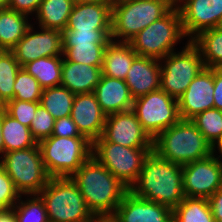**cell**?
<instances>
[{"instance_id":"d4e9b609","label":"cell","mask_w":222,"mask_h":222,"mask_svg":"<svg viewBox=\"0 0 222 222\" xmlns=\"http://www.w3.org/2000/svg\"><path fill=\"white\" fill-rule=\"evenodd\" d=\"M73 6V0H42L35 16L39 27L64 31Z\"/></svg>"},{"instance_id":"bcb514c9","label":"cell","mask_w":222,"mask_h":222,"mask_svg":"<svg viewBox=\"0 0 222 222\" xmlns=\"http://www.w3.org/2000/svg\"><path fill=\"white\" fill-rule=\"evenodd\" d=\"M5 153L4 149V142H3V137H2V110L0 111V154Z\"/></svg>"},{"instance_id":"ee69618b","label":"cell","mask_w":222,"mask_h":222,"mask_svg":"<svg viewBox=\"0 0 222 222\" xmlns=\"http://www.w3.org/2000/svg\"><path fill=\"white\" fill-rule=\"evenodd\" d=\"M0 222H17L14 209L0 208Z\"/></svg>"},{"instance_id":"f546056e","label":"cell","mask_w":222,"mask_h":222,"mask_svg":"<svg viewBox=\"0 0 222 222\" xmlns=\"http://www.w3.org/2000/svg\"><path fill=\"white\" fill-rule=\"evenodd\" d=\"M172 222H216L208 199L184 197L173 209Z\"/></svg>"},{"instance_id":"cb8c5ba5","label":"cell","mask_w":222,"mask_h":222,"mask_svg":"<svg viewBox=\"0 0 222 222\" xmlns=\"http://www.w3.org/2000/svg\"><path fill=\"white\" fill-rule=\"evenodd\" d=\"M27 18L9 8L0 10V48L10 51L18 43L31 26Z\"/></svg>"},{"instance_id":"f1b7e54d","label":"cell","mask_w":222,"mask_h":222,"mask_svg":"<svg viewBox=\"0 0 222 222\" xmlns=\"http://www.w3.org/2000/svg\"><path fill=\"white\" fill-rule=\"evenodd\" d=\"M75 94L62 85L45 88L40 104L54 117L59 119L71 116Z\"/></svg>"},{"instance_id":"f6af8a7d","label":"cell","mask_w":222,"mask_h":222,"mask_svg":"<svg viewBox=\"0 0 222 222\" xmlns=\"http://www.w3.org/2000/svg\"><path fill=\"white\" fill-rule=\"evenodd\" d=\"M74 4L111 3L110 0H73Z\"/></svg>"},{"instance_id":"60d3db41","label":"cell","mask_w":222,"mask_h":222,"mask_svg":"<svg viewBox=\"0 0 222 222\" xmlns=\"http://www.w3.org/2000/svg\"><path fill=\"white\" fill-rule=\"evenodd\" d=\"M42 0H8V8L22 13L24 15H30L38 11Z\"/></svg>"},{"instance_id":"8992f818","label":"cell","mask_w":222,"mask_h":222,"mask_svg":"<svg viewBox=\"0 0 222 222\" xmlns=\"http://www.w3.org/2000/svg\"><path fill=\"white\" fill-rule=\"evenodd\" d=\"M38 146L50 177H71L92 156V142L86 137L51 135Z\"/></svg>"},{"instance_id":"f5cc1de1","label":"cell","mask_w":222,"mask_h":222,"mask_svg":"<svg viewBox=\"0 0 222 222\" xmlns=\"http://www.w3.org/2000/svg\"><path fill=\"white\" fill-rule=\"evenodd\" d=\"M120 1H124V0H110V2H111L112 5L115 4V3H117V2H120Z\"/></svg>"},{"instance_id":"7a4b0ae2","label":"cell","mask_w":222,"mask_h":222,"mask_svg":"<svg viewBox=\"0 0 222 222\" xmlns=\"http://www.w3.org/2000/svg\"><path fill=\"white\" fill-rule=\"evenodd\" d=\"M129 191L136 197L174 209L184 199L182 165L151 151Z\"/></svg>"},{"instance_id":"484cf974","label":"cell","mask_w":222,"mask_h":222,"mask_svg":"<svg viewBox=\"0 0 222 222\" xmlns=\"http://www.w3.org/2000/svg\"><path fill=\"white\" fill-rule=\"evenodd\" d=\"M62 62L63 56L41 57L22 67L36 78L40 86L45 89L61 84Z\"/></svg>"},{"instance_id":"277c9868","label":"cell","mask_w":222,"mask_h":222,"mask_svg":"<svg viewBox=\"0 0 222 222\" xmlns=\"http://www.w3.org/2000/svg\"><path fill=\"white\" fill-rule=\"evenodd\" d=\"M49 222H94L97 218L86 205L76 183L70 177H51L39 192Z\"/></svg>"},{"instance_id":"83f0119b","label":"cell","mask_w":222,"mask_h":222,"mask_svg":"<svg viewBox=\"0 0 222 222\" xmlns=\"http://www.w3.org/2000/svg\"><path fill=\"white\" fill-rule=\"evenodd\" d=\"M191 42L199 49L208 68H222V30L218 27L200 32Z\"/></svg>"},{"instance_id":"b9f144b4","label":"cell","mask_w":222,"mask_h":222,"mask_svg":"<svg viewBox=\"0 0 222 222\" xmlns=\"http://www.w3.org/2000/svg\"><path fill=\"white\" fill-rule=\"evenodd\" d=\"M214 108L222 110V68H214Z\"/></svg>"},{"instance_id":"4dcf8cb0","label":"cell","mask_w":222,"mask_h":222,"mask_svg":"<svg viewBox=\"0 0 222 222\" xmlns=\"http://www.w3.org/2000/svg\"><path fill=\"white\" fill-rule=\"evenodd\" d=\"M108 43H74L72 47H62L67 61L102 66L105 48Z\"/></svg>"},{"instance_id":"d6986e66","label":"cell","mask_w":222,"mask_h":222,"mask_svg":"<svg viewBox=\"0 0 222 222\" xmlns=\"http://www.w3.org/2000/svg\"><path fill=\"white\" fill-rule=\"evenodd\" d=\"M160 60L137 55L128 70L125 82L133 99L160 89Z\"/></svg>"},{"instance_id":"44dd1931","label":"cell","mask_w":222,"mask_h":222,"mask_svg":"<svg viewBox=\"0 0 222 222\" xmlns=\"http://www.w3.org/2000/svg\"><path fill=\"white\" fill-rule=\"evenodd\" d=\"M112 4H74L65 29L111 30Z\"/></svg>"},{"instance_id":"9c48e42d","label":"cell","mask_w":222,"mask_h":222,"mask_svg":"<svg viewBox=\"0 0 222 222\" xmlns=\"http://www.w3.org/2000/svg\"><path fill=\"white\" fill-rule=\"evenodd\" d=\"M152 150L124 147L109 141L92 142V156L128 188L137 180Z\"/></svg>"},{"instance_id":"6da1fadb","label":"cell","mask_w":222,"mask_h":222,"mask_svg":"<svg viewBox=\"0 0 222 222\" xmlns=\"http://www.w3.org/2000/svg\"><path fill=\"white\" fill-rule=\"evenodd\" d=\"M82 193L92 214L107 221L121 203L129 188L93 156L70 177Z\"/></svg>"},{"instance_id":"9f6ffc18","label":"cell","mask_w":222,"mask_h":222,"mask_svg":"<svg viewBox=\"0 0 222 222\" xmlns=\"http://www.w3.org/2000/svg\"><path fill=\"white\" fill-rule=\"evenodd\" d=\"M94 222H106V221H103V220H101V219H97V220L94 221Z\"/></svg>"},{"instance_id":"4316f807","label":"cell","mask_w":222,"mask_h":222,"mask_svg":"<svg viewBox=\"0 0 222 222\" xmlns=\"http://www.w3.org/2000/svg\"><path fill=\"white\" fill-rule=\"evenodd\" d=\"M2 137L5 153L38 145L30 128L12 118L4 110H2Z\"/></svg>"},{"instance_id":"ac0fdd59","label":"cell","mask_w":222,"mask_h":222,"mask_svg":"<svg viewBox=\"0 0 222 222\" xmlns=\"http://www.w3.org/2000/svg\"><path fill=\"white\" fill-rule=\"evenodd\" d=\"M106 117L94 92L75 95L71 118L80 133L91 142L102 136Z\"/></svg>"},{"instance_id":"1f68e13d","label":"cell","mask_w":222,"mask_h":222,"mask_svg":"<svg viewBox=\"0 0 222 222\" xmlns=\"http://www.w3.org/2000/svg\"><path fill=\"white\" fill-rule=\"evenodd\" d=\"M21 66L11 51L0 57V101L5 105L14 98V83Z\"/></svg>"},{"instance_id":"7dc6e473","label":"cell","mask_w":222,"mask_h":222,"mask_svg":"<svg viewBox=\"0 0 222 222\" xmlns=\"http://www.w3.org/2000/svg\"><path fill=\"white\" fill-rule=\"evenodd\" d=\"M186 0H168L170 6L172 8H178L182 4L185 2ZM180 3V4H179Z\"/></svg>"},{"instance_id":"7bdbcfd3","label":"cell","mask_w":222,"mask_h":222,"mask_svg":"<svg viewBox=\"0 0 222 222\" xmlns=\"http://www.w3.org/2000/svg\"><path fill=\"white\" fill-rule=\"evenodd\" d=\"M208 202L213 215H222V186L208 198Z\"/></svg>"},{"instance_id":"c3c4849f","label":"cell","mask_w":222,"mask_h":222,"mask_svg":"<svg viewBox=\"0 0 222 222\" xmlns=\"http://www.w3.org/2000/svg\"><path fill=\"white\" fill-rule=\"evenodd\" d=\"M217 146V147H216ZM216 148H218V151L221 153L222 155V137L213 145V152H215Z\"/></svg>"},{"instance_id":"e0dca14e","label":"cell","mask_w":222,"mask_h":222,"mask_svg":"<svg viewBox=\"0 0 222 222\" xmlns=\"http://www.w3.org/2000/svg\"><path fill=\"white\" fill-rule=\"evenodd\" d=\"M173 210L128 191L106 222H172Z\"/></svg>"},{"instance_id":"816d5d0a","label":"cell","mask_w":222,"mask_h":222,"mask_svg":"<svg viewBox=\"0 0 222 222\" xmlns=\"http://www.w3.org/2000/svg\"><path fill=\"white\" fill-rule=\"evenodd\" d=\"M7 50L0 48V57L6 52Z\"/></svg>"},{"instance_id":"ba28073f","label":"cell","mask_w":222,"mask_h":222,"mask_svg":"<svg viewBox=\"0 0 222 222\" xmlns=\"http://www.w3.org/2000/svg\"><path fill=\"white\" fill-rule=\"evenodd\" d=\"M1 158L2 169L22 195L39 194L51 178L45 169L38 145L4 153Z\"/></svg>"},{"instance_id":"681fc988","label":"cell","mask_w":222,"mask_h":222,"mask_svg":"<svg viewBox=\"0 0 222 222\" xmlns=\"http://www.w3.org/2000/svg\"><path fill=\"white\" fill-rule=\"evenodd\" d=\"M8 8V0H0V10Z\"/></svg>"},{"instance_id":"7c38bea8","label":"cell","mask_w":222,"mask_h":222,"mask_svg":"<svg viewBox=\"0 0 222 222\" xmlns=\"http://www.w3.org/2000/svg\"><path fill=\"white\" fill-rule=\"evenodd\" d=\"M214 154L182 165L185 197L208 199L222 186V162Z\"/></svg>"},{"instance_id":"603a6c76","label":"cell","mask_w":222,"mask_h":222,"mask_svg":"<svg viewBox=\"0 0 222 222\" xmlns=\"http://www.w3.org/2000/svg\"><path fill=\"white\" fill-rule=\"evenodd\" d=\"M136 56L129 43L111 40L105 48L102 75L125 80Z\"/></svg>"},{"instance_id":"8d00e7d4","label":"cell","mask_w":222,"mask_h":222,"mask_svg":"<svg viewBox=\"0 0 222 222\" xmlns=\"http://www.w3.org/2000/svg\"><path fill=\"white\" fill-rule=\"evenodd\" d=\"M54 123V117L40 104L29 127L37 143L52 135Z\"/></svg>"},{"instance_id":"836d02e7","label":"cell","mask_w":222,"mask_h":222,"mask_svg":"<svg viewBox=\"0 0 222 222\" xmlns=\"http://www.w3.org/2000/svg\"><path fill=\"white\" fill-rule=\"evenodd\" d=\"M32 199L23 201L21 196L13 207L17 222H49L46 207L39 194L30 195ZM21 201V202H20Z\"/></svg>"},{"instance_id":"d590c367","label":"cell","mask_w":222,"mask_h":222,"mask_svg":"<svg viewBox=\"0 0 222 222\" xmlns=\"http://www.w3.org/2000/svg\"><path fill=\"white\" fill-rule=\"evenodd\" d=\"M62 33V47H72L74 43H109L111 30L65 29Z\"/></svg>"},{"instance_id":"f907efd6","label":"cell","mask_w":222,"mask_h":222,"mask_svg":"<svg viewBox=\"0 0 222 222\" xmlns=\"http://www.w3.org/2000/svg\"><path fill=\"white\" fill-rule=\"evenodd\" d=\"M216 222H222V215H213Z\"/></svg>"},{"instance_id":"ffe728a7","label":"cell","mask_w":222,"mask_h":222,"mask_svg":"<svg viewBox=\"0 0 222 222\" xmlns=\"http://www.w3.org/2000/svg\"><path fill=\"white\" fill-rule=\"evenodd\" d=\"M94 94L106 116L127 111L133 107V97L125 80L101 75Z\"/></svg>"},{"instance_id":"d6a6232c","label":"cell","mask_w":222,"mask_h":222,"mask_svg":"<svg viewBox=\"0 0 222 222\" xmlns=\"http://www.w3.org/2000/svg\"><path fill=\"white\" fill-rule=\"evenodd\" d=\"M191 121L212 146L222 137V110L207 109L197 114Z\"/></svg>"},{"instance_id":"74e56055","label":"cell","mask_w":222,"mask_h":222,"mask_svg":"<svg viewBox=\"0 0 222 222\" xmlns=\"http://www.w3.org/2000/svg\"><path fill=\"white\" fill-rule=\"evenodd\" d=\"M40 102L10 100L4 105V111L21 124L30 127Z\"/></svg>"},{"instance_id":"3957f363","label":"cell","mask_w":222,"mask_h":222,"mask_svg":"<svg viewBox=\"0 0 222 222\" xmlns=\"http://www.w3.org/2000/svg\"><path fill=\"white\" fill-rule=\"evenodd\" d=\"M153 151L180 165L212 155L213 146L191 120L181 119L153 140Z\"/></svg>"},{"instance_id":"5b68a950","label":"cell","mask_w":222,"mask_h":222,"mask_svg":"<svg viewBox=\"0 0 222 222\" xmlns=\"http://www.w3.org/2000/svg\"><path fill=\"white\" fill-rule=\"evenodd\" d=\"M171 8L168 0H124L113 4L111 40L122 38L118 42L128 43Z\"/></svg>"},{"instance_id":"9a60e30c","label":"cell","mask_w":222,"mask_h":222,"mask_svg":"<svg viewBox=\"0 0 222 222\" xmlns=\"http://www.w3.org/2000/svg\"><path fill=\"white\" fill-rule=\"evenodd\" d=\"M178 10L183 31L191 41L200 32L218 26L222 18V0H186Z\"/></svg>"},{"instance_id":"8fae6325","label":"cell","mask_w":222,"mask_h":222,"mask_svg":"<svg viewBox=\"0 0 222 222\" xmlns=\"http://www.w3.org/2000/svg\"><path fill=\"white\" fill-rule=\"evenodd\" d=\"M132 110L153 140L181 120L178 100L170 97L161 88L135 99Z\"/></svg>"},{"instance_id":"52a82bcc","label":"cell","mask_w":222,"mask_h":222,"mask_svg":"<svg viewBox=\"0 0 222 222\" xmlns=\"http://www.w3.org/2000/svg\"><path fill=\"white\" fill-rule=\"evenodd\" d=\"M186 37L178 8H171L163 17L140 31L128 43L137 55L160 60L171 52L178 40Z\"/></svg>"},{"instance_id":"db71d44e","label":"cell","mask_w":222,"mask_h":222,"mask_svg":"<svg viewBox=\"0 0 222 222\" xmlns=\"http://www.w3.org/2000/svg\"><path fill=\"white\" fill-rule=\"evenodd\" d=\"M217 27L220 28V29L222 30V18H221V20H220V22H219V24H218Z\"/></svg>"},{"instance_id":"11a10c76","label":"cell","mask_w":222,"mask_h":222,"mask_svg":"<svg viewBox=\"0 0 222 222\" xmlns=\"http://www.w3.org/2000/svg\"><path fill=\"white\" fill-rule=\"evenodd\" d=\"M4 110V104L0 101V111Z\"/></svg>"},{"instance_id":"7402d4cb","label":"cell","mask_w":222,"mask_h":222,"mask_svg":"<svg viewBox=\"0 0 222 222\" xmlns=\"http://www.w3.org/2000/svg\"><path fill=\"white\" fill-rule=\"evenodd\" d=\"M101 67L67 61L64 58L60 85L75 95L94 92L102 75Z\"/></svg>"},{"instance_id":"4fadbf2b","label":"cell","mask_w":222,"mask_h":222,"mask_svg":"<svg viewBox=\"0 0 222 222\" xmlns=\"http://www.w3.org/2000/svg\"><path fill=\"white\" fill-rule=\"evenodd\" d=\"M94 141H109L131 148H153V139L132 109L108 115L102 136Z\"/></svg>"},{"instance_id":"ab89813d","label":"cell","mask_w":222,"mask_h":222,"mask_svg":"<svg viewBox=\"0 0 222 222\" xmlns=\"http://www.w3.org/2000/svg\"><path fill=\"white\" fill-rule=\"evenodd\" d=\"M52 136L56 137H85L73 122L71 116L55 120Z\"/></svg>"},{"instance_id":"f35d334b","label":"cell","mask_w":222,"mask_h":222,"mask_svg":"<svg viewBox=\"0 0 222 222\" xmlns=\"http://www.w3.org/2000/svg\"><path fill=\"white\" fill-rule=\"evenodd\" d=\"M22 196L15 188L12 179L2 169L0 171V208L11 209Z\"/></svg>"},{"instance_id":"e575fe53","label":"cell","mask_w":222,"mask_h":222,"mask_svg":"<svg viewBox=\"0 0 222 222\" xmlns=\"http://www.w3.org/2000/svg\"><path fill=\"white\" fill-rule=\"evenodd\" d=\"M14 98L20 101L40 102L43 88L37 79L30 75L23 67L16 75L14 83Z\"/></svg>"},{"instance_id":"2e32d148","label":"cell","mask_w":222,"mask_h":222,"mask_svg":"<svg viewBox=\"0 0 222 222\" xmlns=\"http://www.w3.org/2000/svg\"><path fill=\"white\" fill-rule=\"evenodd\" d=\"M214 68L205 67L178 99L181 119L191 120L197 114L214 108Z\"/></svg>"},{"instance_id":"5bb4252c","label":"cell","mask_w":222,"mask_h":222,"mask_svg":"<svg viewBox=\"0 0 222 222\" xmlns=\"http://www.w3.org/2000/svg\"><path fill=\"white\" fill-rule=\"evenodd\" d=\"M31 25L25 35L10 50L20 66L41 57L62 56V33L56 29L40 27L34 32Z\"/></svg>"},{"instance_id":"30bf717a","label":"cell","mask_w":222,"mask_h":222,"mask_svg":"<svg viewBox=\"0 0 222 222\" xmlns=\"http://www.w3.org/2000/svg\"><path fill=\"white\" fill-rule=\"evenodd\" d=\"M161 60L166 61L160 67V88L177 100L205 68L199 49L190 40L181 52H171Z\"/></svg>"}]
</instances>
